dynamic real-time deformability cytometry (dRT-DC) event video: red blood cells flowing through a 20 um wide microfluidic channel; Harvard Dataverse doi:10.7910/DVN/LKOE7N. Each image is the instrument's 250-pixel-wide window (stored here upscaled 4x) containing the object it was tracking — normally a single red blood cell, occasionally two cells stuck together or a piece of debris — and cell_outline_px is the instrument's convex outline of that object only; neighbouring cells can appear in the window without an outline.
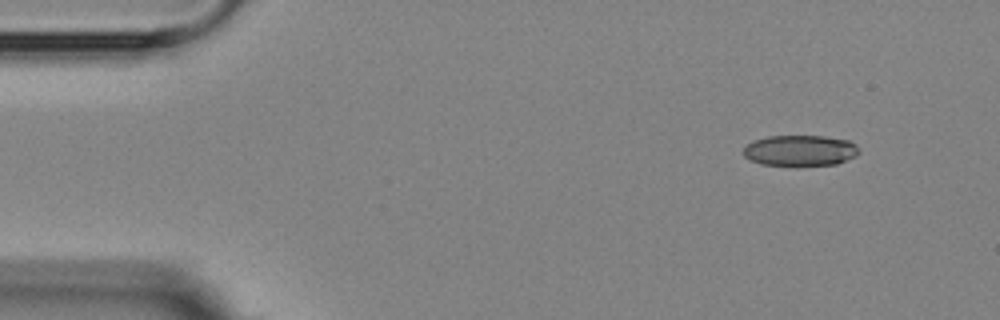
{"species": "Egyptian fruit bat (a non-hibernating species)", "species_latin": "Rousettus aegyptiacus", "temperature_condition": "room temperature", "stored_images_in_passage": 4, "camera_frame_rate_fps": 3000, "um_per_image_px": 0.085, "animal": {"sex": "female"}, "frame": {"image": 1, "passage_image": 1, "time_ms": 0.0, "image_size_px": [1000, 320], "cell_outline_px": [[860, 152], [856, 156], [836, 164], [764, 164], [752, 160], [744, 156], [744, 148], [752, 140], [768, 136], [824, 136], [848, 140], [856, 144]], "centroid_in_image_um": [68.04, 12.76], "position_along_channel_um": 17.0, "area_um2": 20.35}}
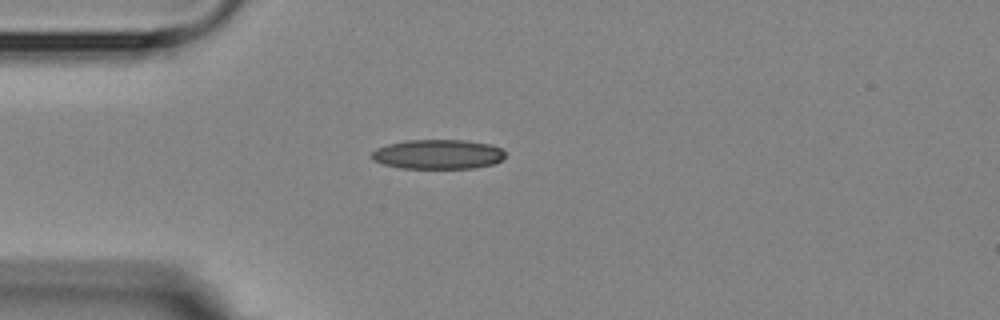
{"frame": {"image": 2, "passage_image": 3, "time_ms": 3.0, "image_size_px": [1000, 320], "cell_outline_px": [[504, 156], [500, 160], [492, 164], [472, 168], [400, 168], [384, 164], [372, 160], [372, 152], [376, 148], [388, 144], [404, 140], [468, 140], [492, 144], [500, 148], [504, 152]], "centroid_in_image_um": [37.21, 13.1], "position_along_channel_um": 47.8, "area_um2": 23.0}}